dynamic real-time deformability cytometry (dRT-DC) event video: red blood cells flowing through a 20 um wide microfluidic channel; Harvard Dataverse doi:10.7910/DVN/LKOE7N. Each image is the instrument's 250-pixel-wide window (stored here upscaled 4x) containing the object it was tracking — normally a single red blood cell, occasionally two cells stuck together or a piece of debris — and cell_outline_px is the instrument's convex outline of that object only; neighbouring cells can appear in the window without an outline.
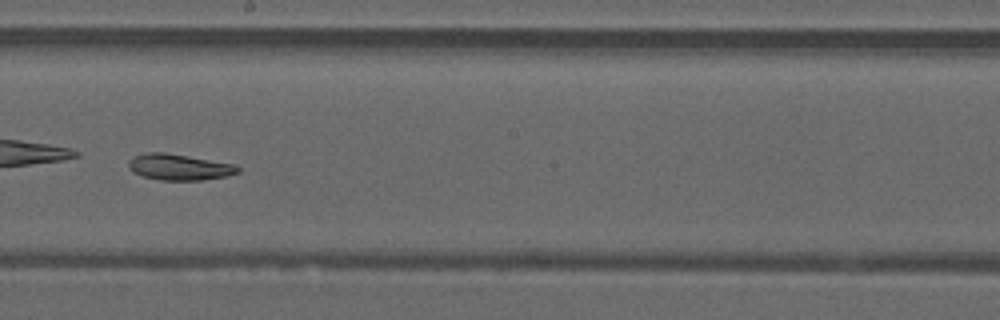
{"species": "common noctule bat (a hibernating species)", "species_latin": "Nyctalus noctula", "temperature_condition": "warm", "stored_images_in_passage": 35, "camera_frame_rate_fps": 3000, "um_per_image_px": 0.085, "animal": {"sex": "male", "forearm_length_mm": 52.5}, "frame": {"image": 1, "passage_image": 16, "time_ms": 5.0, "image_size_px": [1000, 320], "cell_outline_px": [[240, 172], [224, 176], [204, 180], [160, 180], [144, 176], [132, 172], [128, 168], [128, 160], [132, 156], [148, 152], [164, 152], [236, 164], [240, 168]], "centroid_in_image_um": [15.21, 14.19], "position_along_channel_um": 233.0, "area_um2": 16.7}, "authors_computed_cell_mechanics": {"area_um2": 17.8602, "velocity_mm_per_s": 4.0894, "shape_relaxation_time_tau1_ms": 0.8365, "shape_relaxation_time_tau2_ms": null, "deformation_change_tau1": 0.1755, "deformation_change_tau2": null}}